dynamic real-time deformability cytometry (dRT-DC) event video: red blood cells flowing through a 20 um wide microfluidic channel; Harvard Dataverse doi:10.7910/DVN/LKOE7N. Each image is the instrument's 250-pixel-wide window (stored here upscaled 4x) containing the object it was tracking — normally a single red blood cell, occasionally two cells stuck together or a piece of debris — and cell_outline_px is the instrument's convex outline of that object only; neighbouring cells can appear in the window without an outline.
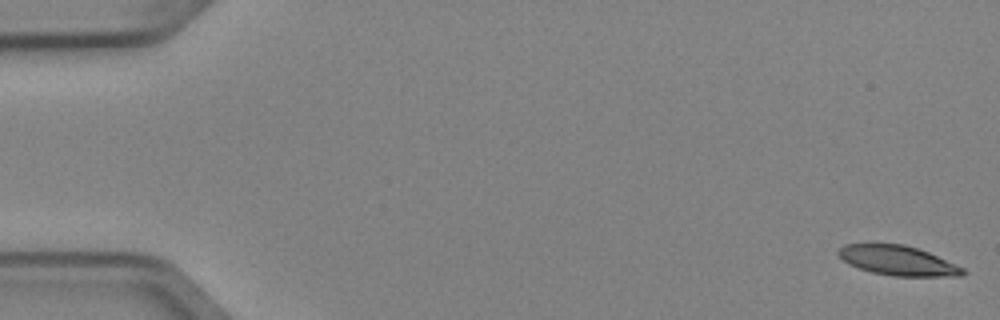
{"species": "Egyptian fruit bat (a non-hibernating species)", "species_latin": "Rousettus aegyptiacus", "temperature_condition": "cold", "stored_images_in_passage": 5, "camera_frame_rate_fps": 3000, "um_per_image_px": 0.085, "animal": {"sex": "female"}, "frame": {"image": 1, "passage_image": 1, "time_ms": 0.0, "image_size_px": [1000, 320], "cell_outline_px": [[968, 272], [964, 276], [892, 276], [872, 272], [848, 264], [836, 252], [844, 244], [868, 240], [872, 240], [904, 244], [928, 252], [964, 268]], "centroid_in_image_um": [76.25, 22.09], "position_along_channel_um": 8.7, "area_um2": 22.31}}
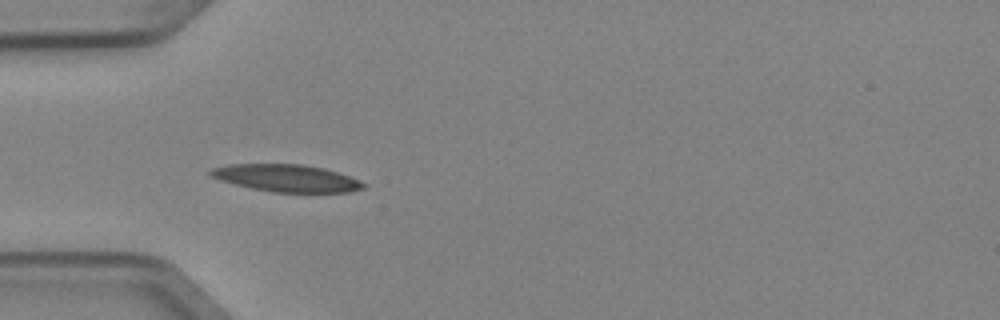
{"frame": {"image": 2, "passage_image": 5, "time_ms": 1.333, "image_size_px": [1000, 320], "cell_outline_px": [[368, 184], [364, 188], [348, 192], [272, 192], [252, 188], [220, 180], [212, 176], [208, 172], [212, 168], [228, 164], [304, 164], [324, 168], [360, 180]], "centroid_in_image_um": [24.38, 15.13], "position_along_channel_um": 60.6, "area_um2": 24.16}}